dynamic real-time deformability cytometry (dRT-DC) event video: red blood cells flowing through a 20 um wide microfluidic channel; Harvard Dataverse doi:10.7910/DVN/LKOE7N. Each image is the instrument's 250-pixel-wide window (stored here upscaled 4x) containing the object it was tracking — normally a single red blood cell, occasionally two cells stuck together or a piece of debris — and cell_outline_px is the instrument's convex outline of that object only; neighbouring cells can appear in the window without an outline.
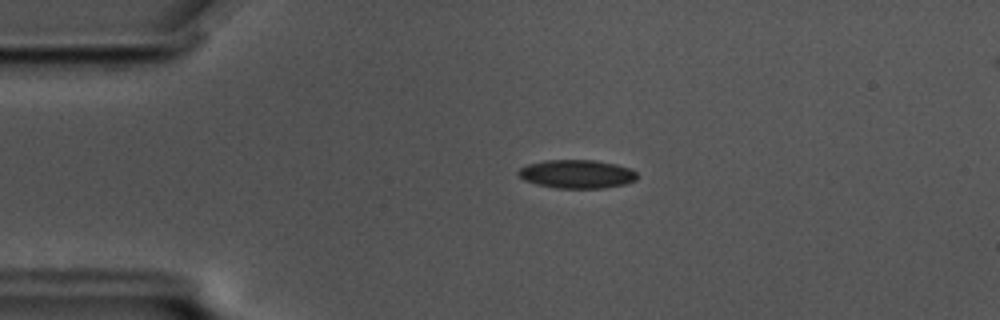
{"species": "common noctule bat (a hibernating species)", "species_latin": "Nyctalus noctula", "temperature_condition": "cold", "stored_images_in_passage": 58, "camera_frame_rate_fps": 3000, "um_per_image_px": 0.085, "animal": {"sex": "male", "body_mass_g": 17.5, "forearm_length_mm": 52.3}, "frame": {"image": 1, "passage_image": 13, "time_ms": 4.0, "image_size_px": [1000, 320], "cell_outline_px": [[636, 180], [624, 184], [604, 188], [556, 188], [536, 184], [524, 180], [516, 172], [520, 168], [528, 164], [544, 160], [596, 160], [616, 164], [632, 168], [636, 172]], "centroid_in_image_um": [49.03, 14.79], "position_along_channel_um": 36.0, "area_um2": 19.83}}
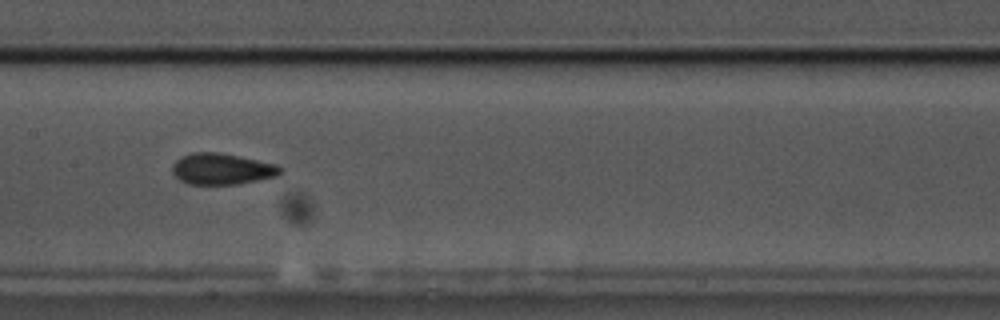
{"frame": {"image": 2, "passage_image": 29, "time_ms": 9.333, "image_size_px": [1000, 320], "cell_outline_px": [[284, 172], [276, 176], [236, 184], [188, 184], [180, 180], [172, 172], [172, 164], [180, 156], [192, 152], [220, 152], [276, 164], [284, 168]], "centroid_in_image_um": [18.85, 14.35], "position_along_channel_um": 188.5, "area_um2": 19.71}}
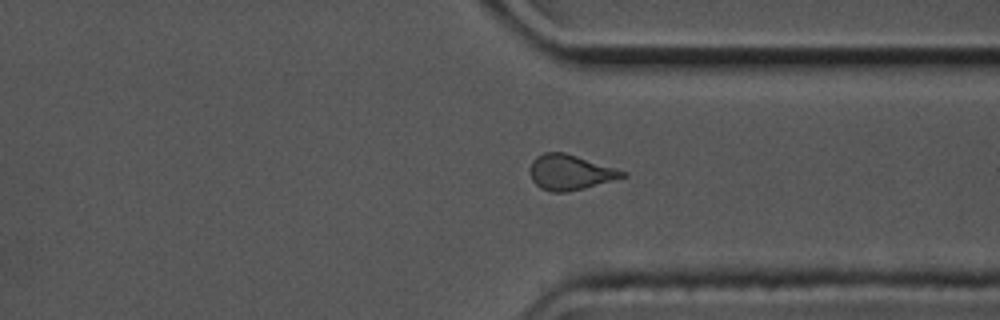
{"frame": {"image": 3, "passage_image": 44, "time_ms": 14.333, "image_size_px": [1000, 320], "cell_outline_px": [[628, 176], [584, 188], [568, 192], [552, 192], [540, 188], [532, 180], [528, 172], [532, 160], [536, 156], [544, 152], [564, 152], [616, 168], [628, 172]], "centroid_in_image_um": [48.44, 14.64], "position_along_channel_um": 363.0, "area_um2": 19.13}, "authors_computed_cell_mechanics": {"area_um2": 19.1896, "velocity_mm_per_s": 3.4827, "shape_relaxation_time_tau1_ms": null, "shape_relaxation_time_tau2_ms": 1.6153, "deformation_change_tau1": null, "deformation_change_tau2": 0.0879}}